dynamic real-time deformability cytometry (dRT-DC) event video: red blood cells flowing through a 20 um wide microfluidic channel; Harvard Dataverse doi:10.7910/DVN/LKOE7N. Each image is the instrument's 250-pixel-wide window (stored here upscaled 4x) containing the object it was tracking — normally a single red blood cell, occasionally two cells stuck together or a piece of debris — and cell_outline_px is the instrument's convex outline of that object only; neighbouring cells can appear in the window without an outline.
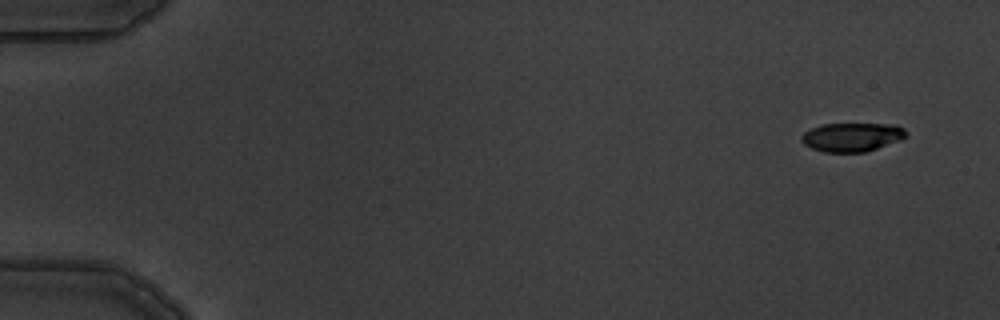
{"species": "common noctule bat (a hibernating species)", "species_latin": "Nyctalus noctula", "temperature_condition": "warm", "stored_images_in_passage": 5, "camera_frame_rate_fps": 3000, "um_per_image_px": 0.085, "animal": {"sex": "male", "body_mass_g": 19.5, "forearm_length_mm": 54.6}, "frame": {"image": 1, "passage_image": 1, "time_ms": 0.0, "image_size_px": [1000, 320], "cell_outline_px": [[908, 136], [900, 140], [864, 152], [824, 152], [812, 148], [804, 144], [800, 140], [800, 136], [804, 132], [812, 128], [824, 124], [896, 124], [904, 128]], "centroid_in_image_um": [72.42, 11.64], "position_along_channel_um": 12.6, "area_um2": 17.51}}
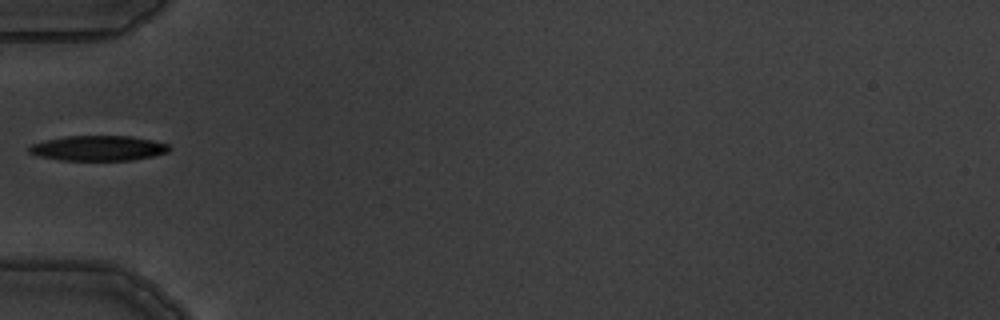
{"frame": {"image": 2, "passage_image": 5, "time_ms": 5.333, "image_size_px": [1000, 320], "cell_outline_px": [[172, 148], [168, 152], [152, 156], [132, 160], [60, 160], [40, 156], [28, 152], [28, 148], [32, 144], [44, 140], [68, 136], [132, 136], [152, 140], [168, 144]], "centroid_in_image_um": [8.37, 12.59], "position_along_channel_um": 76.6, "area_um2": 20.46}}